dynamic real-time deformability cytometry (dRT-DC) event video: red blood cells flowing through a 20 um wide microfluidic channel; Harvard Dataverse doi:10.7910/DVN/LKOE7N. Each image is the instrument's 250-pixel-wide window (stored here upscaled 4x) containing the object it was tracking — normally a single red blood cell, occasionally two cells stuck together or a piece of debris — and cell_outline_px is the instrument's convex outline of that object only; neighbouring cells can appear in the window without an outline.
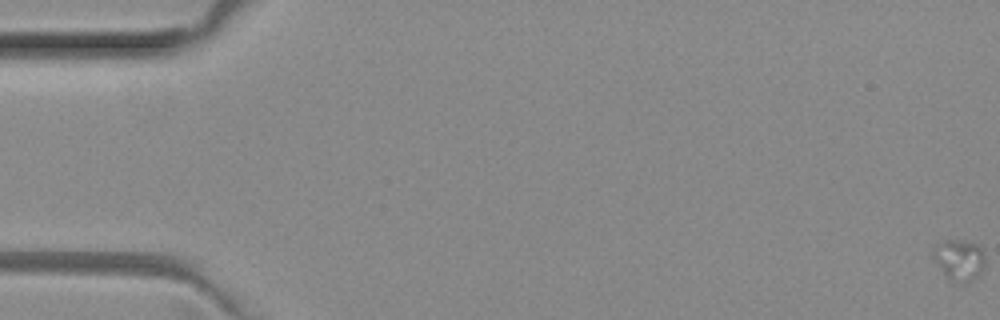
{"species": "common noctule bat (a hibernating species)", "species_latin": "Nyctalus noctula", "temperature_condition": "room temperature", "stored_images_in_passage": 6, "camera_frame_rate_fps": 3000, "um_per_image_px": 0.085, "animal": {"sex": "female", "body_mass_g": 29.2, "forearm_length_mm": 56.3}, "frame": {"image": 1, "passage_image": 1, "time_ms": 0.0, "image_size_px": [1000, 320], "cell_outline_px": [[984, 268], [972, 280], [964, 284], [960, 284], [948, 280], [932, 256], [932, 252], [944, 240], [952, 240], [976, 244], [984, 252]], "centroid_in_image_um": [81.54, 22.14], "position_along_channel_um": 3.5, "area_um2": 12.2}}